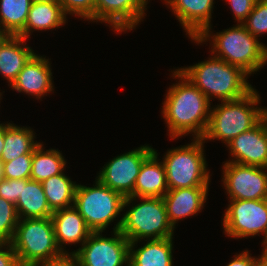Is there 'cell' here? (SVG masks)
Instances as JSON below:
<instances>
[{
  "label": "cell",
  "mask_w": 267,
  "mask_h": 266,
  "mask_svg": "<svg viewBox=\"0 0 267 266\" xmlns=\"http://www.w3.org/2000/svg\"><path fill=\"white\" fill-rule=\"evenodd\" d=\"M171 73L170 77L176 78L177 83L166 90L161 106V117L168 128V136L177 140L192 134L189 136L193 139H202L208 127L212 103L178 69Z\"/></svg>",
  "instance_id": "cell-1"
},
{
  "label": "cell",
  "mask_w": 267,
  "mask_h": 266,
  "mask_svg": "<svg viewBox=\"0 0 267 266\" xmlns=\"http://www.w3.org/2000/svg\"><path fill=\"white\" fill-rule=\"evenodd\" d=\"M211 30L212 24L190 41L198 45L210 42V54L242 68L250 76L267 64V45L260 43L259 38L249 33L242 24L216 33Z\"/></svg>",
  "instance_id": "cell-2"
},
{
  "label": "cell",
  "mask_w": 267,
  "mask_h": 266,
  "mask_svg": "<svg viewBox=\"0 0 267 266\" xmlns=\"http://www.w3.org/2000/svg\"><path fill=\"white\" fill-rule=\"evenodd\" d=\"M207 59L191 66L178 67V70L201 90L211 103L213 98L218 102L236 100L254 89L247 80L250 75L242 68L212 54Z\"/></svg>",
  "instance_id": "cell-3"
},
{
  "label": "cell",
  "mask_w": 267,
  "mask_h": 266,
  "mask_svg": "<svg viewBox=\"0 0 267 266\" xmlns=\"http://www.w3.org/2000/svg\"><path fill=\"white\" fill-rule=\"evenodd\" d=\"M123 210L126 213L112 229L119 230L129 242L174 238L175 229L169 222L163 198L128 196L124 199Z\"/></svg>",
  "instance_id": "cell-4"
},
{
  "label": "cell",
  "mask_w": 267,
  "mask_h": 266,
  "mask_svg": "<svg viewBox=\"0 0 267 266\" xmlns=\"http://www.w3.org/2000/svg\"><path fill=\"white\" fill-rule=\"evenodd\" d=\"M258 93L254 88L242 98L213 105L203 141L218 140L227 145L239 134L255 127L262 120V106H258L261 97Z\"/></svg>",
  "instance_id": "cell-5"
},
{
  "label": "cell",
  "mask_w": 267,
  "mask_h": 266,
  "mask_svg": "<svg viewBox=\"0 0 267 266\" xmlns=\"http://www.w3.org/2000/svg\"><path fill=\"white\" fill-rule=\"evenodd\" d=\"M10 243L22 266H42L65 255L56 242L51 217L19 219Z\"/></svg>",
  "instance_id": "cell-6"
},
{
  "label": "cell",
  "mask_w": 267,
  "mask_h": 266,
  "mask_svg": "<svg viewBox=\"0 0 267 266\" xmlns=\"http://www.w3.org/2000/svg\"><path fill=\"white\" fill-rule=\"evenodd\" d=\"M167 150L162 158L169 190L210 187V169L205 158L203 139Z\"/></svg>",
  "instance_id": "cell-7"
},
{
  "label": "cell",
  "mask_w": 267,
  "mask_h": 266,
  "mask_svg": "<svg viewBox=\"0 0 267 266\" xmlns=\"http://www.w3.org/2000/svg\"><path fill=\"white\" fill-rule=\"evenodd\" d=\"M95 179L93 187L77 185L73 206L92 232H105L122 215L125 197Z\"/></svg>",
  "instance_id": "cell-8"
},
{
  "label": "cell",
  "mask_w": 267,
  "mask_h": 266,
  "mask_svg": "<svg viewBox=\"0 0 267 266\" xmlns=\"http://www.w3.org/2000/svg\"><path fill=\"white\" fill-rule=\"evenodd\" d=\"M223 214V233L233 239L262 236L267 238V199L229 200Z\"/></svg>",
  "instance_id": "cell-9"
},
{
  "label": "cell",
  "mask_w": 267,
  "mask_h": 266,
  "mask_svg": "<svg viewBox=\"0 0 267 266\" xmlns=\"http://www.w3.org/2000/svg\"><path fill=\"white\" fill-rule=\"evenodd\" d=\"M111 232V237L103 236V232H92L87 241L70 254L81 266H129L130 242L119 230Z\"/></svg>",
  "instance_id": "cell-10"
},
{
  "label": "cell",
  "mask_w": 267,
  "mask_h": 266,
  "mask_svg": "<svg viewBox=\"0 0 267 266\" xmlns=\"http://www.w3.org/2000/svg\"><path fill=\"white\" fill-rule=\"evenodd\" d=\"M223 163L221 181L229 200L267 199V168Z\"/></svg>",
  "instance_id": "cell-11"
},
{
  "label": "cell",
  "mask_w": 267,
  "mask_h": 266,
  "mask_svg": "<svg viewBox=\"0 0 267 266\" xmlns=\"http://www.w3.org/2000/svg\"><path fill=\"white\" fill-rule=\"evenodd\" d=\"M153 149L149 144H144L129 152L117 155L100 168L96 178L124 197L130 196L134 191V184L141 165L153 152Z\"/></svg>",
  "instance_id": "cell-12"
},
{
  "label": "cell",
  "mask_w": 267,
  "mask_h": 266,
  "mask_svg": "<svg viewBox=\"0 0 267 266\" xmlns=\"http://www.w3.org/2000/svg\"><path fill=\"white\" fill-rule=\"evenodd\" d=\"M147 0H96L95 22L105 23L114 33L136 29L146 16Z\"/></svg>",
  "instance_id": "cell-13"
},
{
  "label": "cell",
  "mask_w": 267,
  "mask_h": 266,
  "mask_svg": "<svg viewBox=\"0 0 267 266\" xmlns=\"http://www.w3.org/2000/svg\"><path fill=\"white\" fill-rule=\"evenodd\" d=\"M225 147L231 156V159L225 162L267 168L266 124L261 120L255 127L239 134Z\"/></svg>",
  "instance_id": "cell-14"
},
{
  "label": "cell",
  "mask_w": 267,
  "mask_h": 266,
  "mask_svg": "<svg viewBox=\"0 0 267 266\" xmlns=\"http://www.w3.org/2000/svg\"><path fill=\"white\" fill-rule=\"evenodd\" d=\"M49 58L34 54L10 85L13 91L42 99L54 92L53 74Z\"/></svg>",
  "instance_id": "cell-15"
},
{
  "label": "cell",
  "mask_w": 267,
  "mask_h": 266,
  "mask_svg": "<svg viewBox=\"0 0 267 266\" xmlns=\"http://www.w3.org/2000/svg\"><path fill=\"white\" fill-rule=\"evenodd\" d=\"M180 22L186 36L196 39L211 25L214 0H163Z\"/></svg>",
  "instance_id": "cell-16"
},
{
  "label": "cell",
  "mask_w": 267,
  "mask_h": 266,
  "mask_svg": "<svg viewBox=\"0 0 267 266\" xmlns=\"http://www.w3.org/2000/svg\"><path fill=\"white\" fill-rule=\"evenodd\" d=\"M209 187H190L168 190L162 197L173 228L178 221L197 215L204 209Z\"/></svg>",
  "instance_id": "cell-17"
},
{
  "label": "cell",
  "mask_w": 267,
  "mask_h": 266,
  "mask_svg": "<svg viewBox=\"0 0 267 266\" xmlns=\"http://www.w3.org/2000/svg\"><path fill=\"white\" fill-rule=\"evenodd\" d=\"M51 219L56 242L64 254H70L66 250V245L80 243V246H82L92 233V230L74 206L53 211Z\"/></svg>",
  "instance_id": "cell-18"
},
{
  "label": "cell",
  "mask_w": 267,
  "mask_h": 266,
  "mask_svg": "<svg viewBox=\"0 0 267 266\" xmlns=\"http://www.w3.org/2000/svg\"><path fill=\"white\" fill-rule=\"evenodd\" d=\"M157 150L143 161L130 196L162 198L169 190L165 167Z\"/></svg>",
  "instance_id": "cell-19"
},
{
  "label": "cell",
  "mask_w": 267,
  "mask_h": 266,
  "mask_svg": "<svg viewBox=\"0 0 267 266\" xmlns=\"http://www.w3.org/2000/svg\"><path fill=\"white\" fill-rule=\"evenodd\" d=\"M26 41L23 37L11 35H6L0 41V74L8 81V86L35 54Z\"/></svg>",
  "instance_id": "cell-20"
},
{
  "label": "cell",
  "mask_w": 267,
  "mask_h": 266,
  "mask_svg": "<svg viewBox=\"0 0 267 266\" xmlns=\"http://www.w3.org/2000/svg\"><path fill=\"white\" fill-rule=\"evenodd\" d=\"M144 241L138 248V241L130 242L129 266H173V238Z\"/></svg>",
  "instance_id": "cell-21"
},
{
  "label": "cell",
  "mask_w": 267,
  "mask_h": 266,
  "mask_svg": "<svg viewBox=\"0 0 267 266\" xmlns=\"http://www.w3.org/2000/svg\"><path fill=\"white\" fill-rule=\"evenodd\" d=\"M67 16L60 2H34L29 9L24 29L17 35L26 40L34 31L56 30L67 22Z\"/></svg>",
  "instance_id": "cell-22"
},
{
  "label": "cell",
  "mask_w": 267,
  "mask_h": 266,
  "mask_svg": "<svg viewBox=\"0 0 267 266\" xmlns=\"http://www.w3.org/2000/svg\"><path fill=\"white\" fill-rule=\"evenodd\" d=\"M15 207L19 219L49 218L53 214L42 183L30 179H21V195Z\"/></svg>",
  "instance_id": "cell-23"
},
{
  "label": "cell",
  "mask_w": 267,
  "mask_h": 266,
  "mask_svg": "<svg viewBox=\"0 0 267 266\" xmlns=\"http://www.w3.org/2000/svg\"><path fill=\"white\" fill-rule=\"evenodd\" d=\"M33 128L12 123H4V148L1 160L3 163L16 159L24 154H33L41 143L36 139Z\"/></svg>",
  "instance_id": "cell-24"
},
{
  "label": "cell",
  "mask_w": 267,
  "mask_h": 266,
  "mask_svg": "<svg viewBox=\"0 0 267 266\" xmlns=\"http://www.w3.org/2000/svg\"><path fill=\"white\" fill-rule=\"evenodd\" d=\"M46 150V151H45ZM67 160L58 149H45L43 142L33 151L30 180L43 182L49 177L64 173Z\"/></svg>",
  "instance_id": "cell-25"
},
{
  "label": "cell",
  "mask_w": 267,
  "mask_h": 266,
  "mask_svg": "<svg viewBox=\"0 0 267 266\" xmlns=\"http://www.w3.org/2000/svg\"><path fill=\"white\" fill-rule=\"evenodd\" d=\"M49 207L55 211L73 206L77 185L65 173H61L41 182Z\"/></svg>",
  "instance_id": "cell-26"
},
{
  "label": "cell",
  "mask_w": 267,
  "mask_h": 266,
  "mask_svg": "<svg viewBox=\"0 0 267 266\" xmlns=\"http://www.w3.org/2000/svg\"><path fill=\"white\" fill-rule=\"evenodd\" d=\"M33 0H0V28L6 35L17 36L25 27Z\"/></svg>",
  "instance_id": "cell-27"
},
{
  "label": "cell",
  "mask_w": 267,
  "mask_h": 266,
  "mask_svg": "<svg viewBox=\"0 0 267 266\" xmlns=\"http://www.w3.org/2000/svg\"><path fill=\"white\" fill-rule=\"evenodd\" d=\"M18 221L15 204L0 197V242H11Z\"/></svg>",
  "instance_id": "cell-28"
},
{
  "label": "cell",
  "mask_w": 267,
  "mask_h": 266,
  "mask_svg": "<svg viewBox=\"0 0 267 266\" xmlns=\"http://www.w3.org/2000/svg\"><path fill=\"white\" fill-rule=\"evenodd\" d=\"M245 29L256 38L267 34V0H257L252 12L242 23Z\"/></svg>",
  "instance_id": "cell-29"
},
{
  "label": "cell",
  "mask_w": 267,
  "mask_h": 266,
  "mask_svg": "<svg viewBox=\"0 0 267 266\" xmlns=\"http://www.w3.org/2000/svg\"><path fill=\"white\" fill-rule=\"evenodd\" d=\"M33 154H24L3 163L4 179H30Z\"/></svg>",
  "instance_id": "cell-30"
},
{
  "label": "cell",
  "mask_w": 267,
  "mask_h": 266,
  "mask_svg": "<svg viewBox=\"0 0 267 266\" xmlns=\"http://www.w3.org/2000/svg\"><path fill=\"white\" fill-rule=\"evenodd\" d=\"M95 1L96 0H60L66 16L80 17L81 20L95 22Z\"/></svg>",
  "instance_id": "cell-31"
},
{
  "label": "cell",
  "mask_w": 267,
  "mask_h": 266,
  "mask_svg": "<svg viewBox=\"0 0 267 266\" xmlns=\"http://www.w3.org/2000/svg\"><path fill=\"white\" fill-rule=\"evenodd\" d=\"M257 0H225L226 4L230 5V10L233 12L234 20L237 24H242L248 15L252 12Z\"/></svg>",
  "instance_id": "cell-32"
},
{
  "label": "cell",
  "mask_w": 267,
  "mask_h": 266,
  "mask_svg": "<svg viewBox=\"0 0 267 266\" xmlns=\"http://www.w3.org/2000/svg\"><path fill=\"white\" fill-rule=\"evenodd\" d=\"M21 195V179H2L0 180V197L14 204L17 203Z\"/></svg>",
  "instance_id": "cell-33"
},
{
  "label": "cell",
  "mask_w": 267,
  "mask_h": 266,
  "mask_svg": "<svg viewBox=\"0 0 267 266\" xmlns=\"http://www.w3.org/2000/svg\"><path fill=\"white\" fill-rule=\"evenodd\" d=\"M0 266H21L10 242H0Z\"/></svg>",
  "instance_id": "cell-34"
},
{
  "label": "cell",
  "mask_w": 267,
  "mask_h": 266,
  "mask_svg": "<svg viewBox=\"0 0 267 266\" xmlns=\"http://www.w3.org/2000/svg\"><path fill=\"white\" fill-rule=\"evenodd\" d=\"M251 255L247 249L239 254L236 253L226 266H261V255L258 257Z\"/></svg>",
  "instance_id": "cell-35"
},
{
  "label": "cell",
  "mask_w": 267,
  "mask_h": 266,
  "mask_svg": "<svg viewBox=\"0 0 267 266\" xmlns=\"http://www.w3.org/2000/svg\"><path fill=\"white\" fill-rule=\"evenodd\" d=\"M42 266H81V264L73 254H65L61 258Z\"/></svg>",
  "instance_id": "cell-36"
},
{
  "label": "cell",
  "mask_w": 267,
  "mask_h": 266,
  "mask_svg": "<svg viewBox=\"0 0 267 266\" xmlns=\"http://www.w3.org/2000/svg\"><path fill=\"white\" fill-rule=\"evenodd\" d=\"M4 148V123L0 125V159Z\"/></svg>",
  "instance_id": "cell-37"
},
{
  "label": "cell",
  "mask_w": 267,
  "mask_h": 266,
  "mask_svg": "<svg viewBox=\"0 0 267 266\" xmlns=\"http://www.w3.org/2000/svg\"><path fill=\"white\" fill-rule=\"evenodd\" d=\"M261 266H267V249L266 248H262Z\"/></svg>",
  "instance_id": "cell-38"
},
{
  "label": "cell",
  "mask_w": 267,
  "mask_h": 266,
  "mask_svg": "<svg viewBox=\"0 0 267 266\" xmlns=\"http://www.w3.org/2000/svg\"><path fill=\"white\" fill-rule=\"evenodd\" d=\"M262 120L267 126V107H262Z\"/></svg>",
  "instance_id": "cell-39"
},
{
  "label": "cell",
  "mask_w": 267,
  "mask_h": 266,
  "mask_svg": "<svg viewBox=\"0 0 267 266\" xmlns=\"http://www.w3.org/2000/svg\"><path fill=\"white\" fill-rule=\"evenodd\" d=\"M4 178V174H3V162L0 159V180H2Z\"/></svg>",
  "instance_id": "cell-40"
},
{
  "label": "cell",
  "mask_w": 267,
  "mask_h": 266,
  "mask_svg": "<svg viewBox=\"0 0 267 266\" xmlns=\"http://www.w3.org/2000/svg\"><path fill=\"white\" fill-rule=\"evenodd\" d=\"M34 2H41V1H45V2H60V0H33Z\"/></svg>",
  "instance_id": "cell-41"
},
{
  "label": "cell",
  "mask_w": 267,
  "mask_h": 266,
  "mask_svg": "<svg viewBox=\"0 0 267 266\" xmlns=\"http://www.w3.org/2000/svg\"><path fill=\"white\" fill-rule=\"evenodd\" d=\"M6 36V34L0 28V41Z\"/></svg>",
  "instance_id": "cell-42"
},
{
  "label": "cell",
  "mask_w": 267,
  "mask_h": 266,
  "mask_svg": "<svg viewBox=\"0 0 267 266\" xmlns=\"http://www.w3.org/2000/svg\"><path fill=\"white\" fill-rule=\"evenodd\" d=\"M263 246V248H266L267 249V238H266V240H265V242L262 244Z\"/></svg>",
  "instance_id": "cell-43"
},
{
  "label": "cell",
  "mask_w": 267,
  "mask_h": 266,
  "mask_svg": "<svg viewBox=\"0 0 267 266\" xmlns=\"http://www.w3.org/2000/svg\"><path fill=\"white\" fill-rule=\"evenodd\" d=\"M3 93L2 92H0V102H1V99L3 98L2 95ZM3 123H0V125H2Z\"/></svg>",
  "instance_id": "cell-44"
}]
</instances>
